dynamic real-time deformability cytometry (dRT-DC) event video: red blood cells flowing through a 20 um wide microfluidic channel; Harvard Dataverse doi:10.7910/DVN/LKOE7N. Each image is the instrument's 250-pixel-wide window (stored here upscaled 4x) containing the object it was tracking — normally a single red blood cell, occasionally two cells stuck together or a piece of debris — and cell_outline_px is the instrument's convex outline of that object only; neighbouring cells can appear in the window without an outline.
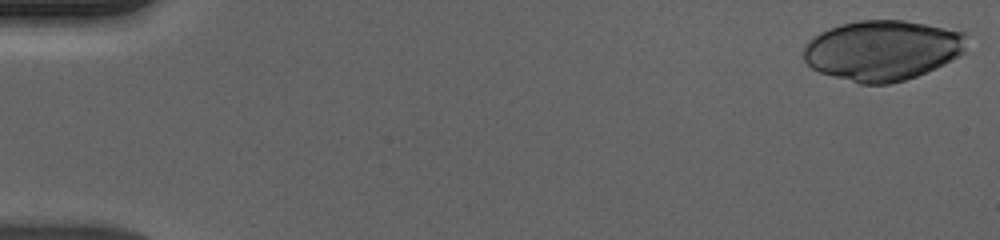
{"species": "human", "species_latin": "Homo sapiens", "temperature_condition": "cold", "stored_images_in_passage": 55, "camera_frame_rate_fps": 3000, "um_per_image_px": 0.085, "donor": {"sex": "male"}, "frame": {"image": 1, "passage_image": 1, "time_ms": 0.0, "image_size_px": [1000, 240], "cell_outline_px": [[968, 32], [964, 52], [944, 64], [936, 68], [916, 76], [904, 80], [888, 84], [860, 84], [820, 72], [812, 68], [804, 60], [804, 44], [808, 40], [820, 32], [828, 28], [840, 24], [860, 20], [904, 20]], "centroid_in_image_um": [75.01, 4.27], "position_along_channel_um": 10.0, "area_um2": 57.45}}
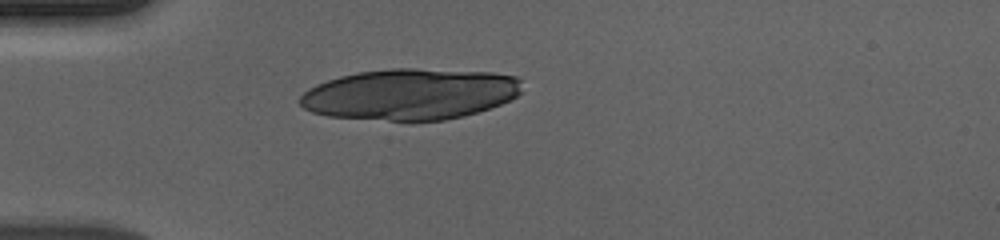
{"frame": {"image": 2, "passage_image": 16, "time_ms": 5.0, "image_size_px": [1000, 240], "cell_outline_px": [[520, 92], [516, 96], [500, 104], [464, 116], [444, 120], [388, 120], [328, 116], [312, 112], [304, 108], [300, 104], [300, 96], [308, 88], [316, 84], [340, 76], [356, 72], [392, 68], [412, 68], [492, 72], [516, 76], [520, 80]], "centroid_in_image_um": [34.84, 7.99], "position_along_channel_um": 50.2, "area_um2": 65.95}}